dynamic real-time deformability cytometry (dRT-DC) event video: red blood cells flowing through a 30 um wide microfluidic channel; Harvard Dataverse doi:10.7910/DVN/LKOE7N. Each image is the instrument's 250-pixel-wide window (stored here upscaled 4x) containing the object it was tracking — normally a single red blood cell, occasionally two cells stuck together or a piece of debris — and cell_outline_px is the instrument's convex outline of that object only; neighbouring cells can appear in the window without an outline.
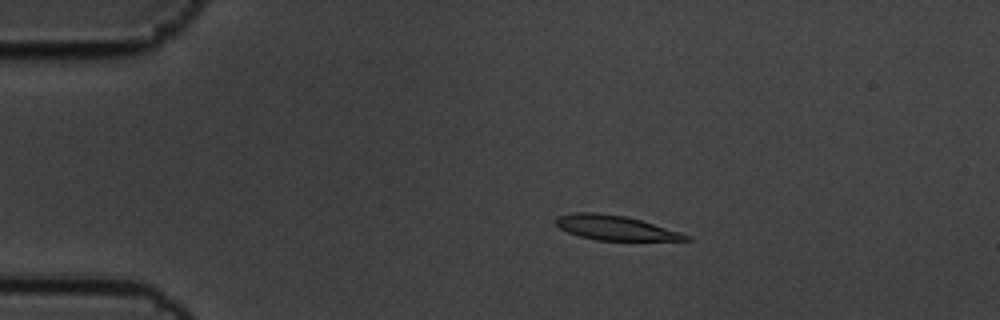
{"species": "common noctule bat (a hibernating species)", "species_latin": "Nyctalus noctula", "temperature_condition": "cold", "stored_images_in_passage": 6, "camera_frame_rate_fps": 3000, "um_per_image_px": 0.085, "animal": {"sex": "male", "body_mass_g": 19.5, "forearm_length_mm": 54.6}, "frame": {"image": 1, "passage_image": 3, "time_ms": 0.667, "image_size_px": [1000, 320], "cell_outline_px": [[692, 240], [596, 240], [580, 236], [568, 232], [560, 228], [556, 224], [556, 216], [572, 212], [596, 212], [624, 216], [640, 220], [680, 232], [692, 236]], "centroid_in_image_um": [52.27, 19.35], "position_along_channel_um": 32.7, "area_um2": 18.5}}
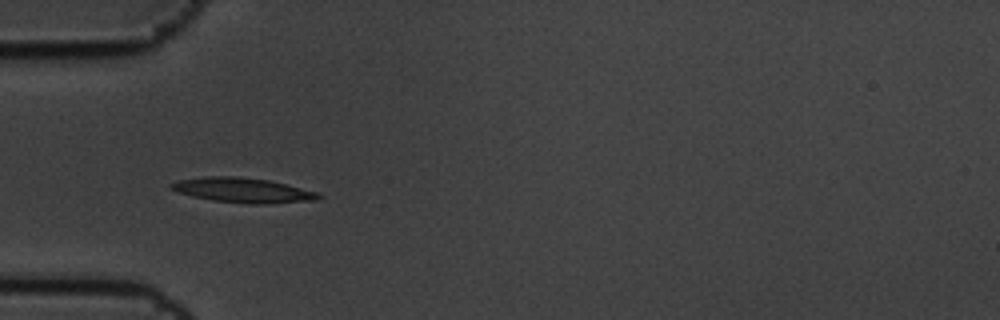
{"frame": {"image": 2, "passage_image": 5, "time_ms": 1.333, "image_size_px": [1000, 320], "cell_outline_px": [[324, 196], [320, 200], [268, 204], [252, 204], [212, 200], [192, 196], [176, 192], [168, 188], [168, 184], [180, 180], [204, 176], [236, 176], [268, 180], [316, 192]], "centroid_in_image_um": [20.62, 16.17], "position_along_channel_um": 64.4, "area_um2": 21.39}}
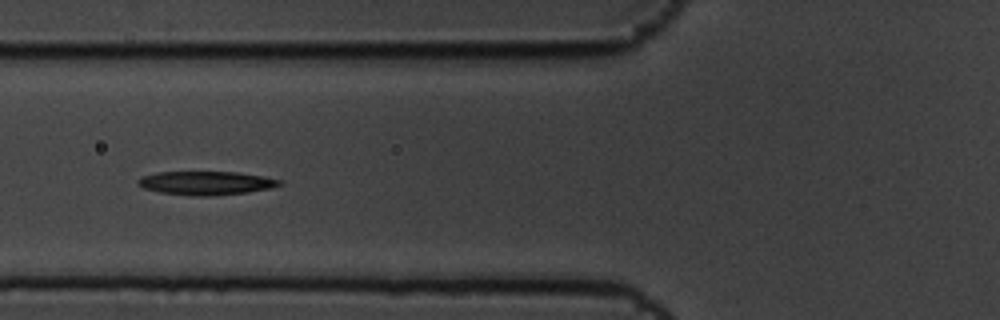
{"frame": {"image": 3, "passage_image": 6, "time_ms": 1.667, "image_size_px": [1000, 320], "cell_outline_px": [[284, 184], [272, 188], [248, 192], [212, 196], [192, 196], [160, 192], [144, 188], [136, 184], [136, 180], [140, 176], [156, 172], [236, 172], [264, 176], [284, 180]], "centroid_in_image_um": [17.53, 15.55], "position_along_channel_um": 108.3, "area_um2": 19.83}}